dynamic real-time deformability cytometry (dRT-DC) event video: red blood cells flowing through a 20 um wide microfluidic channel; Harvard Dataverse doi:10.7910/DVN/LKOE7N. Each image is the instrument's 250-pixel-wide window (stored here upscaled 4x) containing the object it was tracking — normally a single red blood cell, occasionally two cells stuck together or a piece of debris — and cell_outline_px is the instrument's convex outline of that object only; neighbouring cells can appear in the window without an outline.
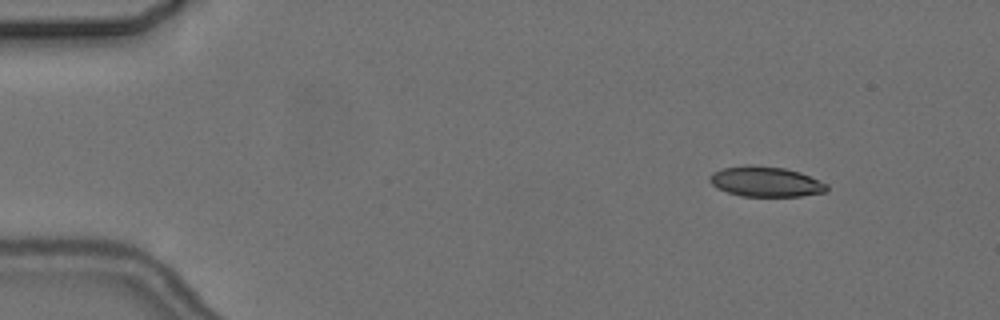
{"species": "common noctule bat (a hibernating species)", "species_latin": "Nyctalus noctula", "temperature_condition": "cold", "stored_images_in_passage": 5, "camera_frame_rate_fps": 3000, "um_per_image_px": 0.085, "animal": {"sex": "female", "body_mass_g": 24.6, "forearm_length_mm": 56.2}, "frame": {"image": 1, "passage_image": 2, "time_ms": 1.333, "image_size_px": [1000, 320], "cell_outline_px": [[828, 192], [800, 196], [740, 196], [716, 188], [708, 180], [708, 176], [712, 172], [724, 168], [784, 168], [800, 172], [828, 184]], "centroid_in_image_um": [65.12, 15.49], "position_along_channel_um": 19.9, "area_um2": 19.88}}